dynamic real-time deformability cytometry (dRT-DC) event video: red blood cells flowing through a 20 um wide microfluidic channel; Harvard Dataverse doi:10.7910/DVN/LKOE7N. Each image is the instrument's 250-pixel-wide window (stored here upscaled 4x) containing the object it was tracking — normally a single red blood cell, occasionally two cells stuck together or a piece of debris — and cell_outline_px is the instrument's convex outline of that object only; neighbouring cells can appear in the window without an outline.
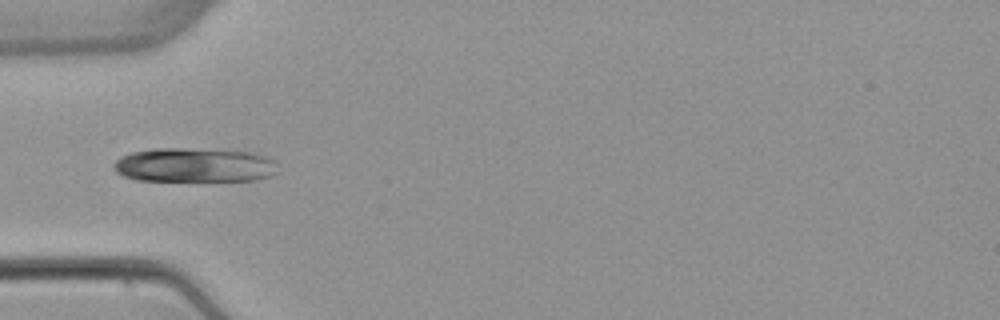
{"species": "common noctule bat (a hibernating species)", "species_latin": "Nyctalus noctula", "temperature_condition": "warm", "stored_images_in_passage": 6, "camera_frame_rate_fps": 3000, "um_per_image_px": 0.085, "animal": {"sex": "female", "body_mass_g": 22.7, "forearm_length_mm": 54.2}, "frame": {"image": 1, "passage_image": 5, "time_ms": 5.0, "image_size_px": [1000, 320], "cell_outline_px": [[280, 172], [272, 176], [256, 180], [136, 180], [124, 176], [116, 172], [112, 164], [120, 156], [132, 152], [156, 148], [184, 148], [256, 152], [268, 156], [276, 160]], "centroid_in_image_um": [16.6, 14.02], "position_along_channel_um": 68.4, "area_um2": 33.18}}
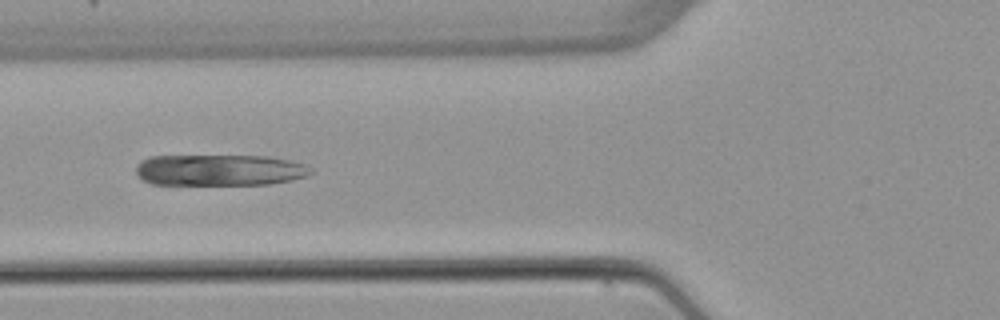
{"frame": {"image": 2, "passage_image": 6, "time_ms": 6.0, "image_size_px": [1000, 320], "cell_outline_px": [[312, 172], [308, 176], [292, 180], [268, 184], [152, 184], [144, 180], [136, 172], [136, 164], [140, 160], [148, 156], [268, 156], [292, 160], [304, 164], [312, 168]], "centroid_in_image_um": [18.68, 14.44], "position_along_channel_um": 107.1, "area_um2": 31.96}}